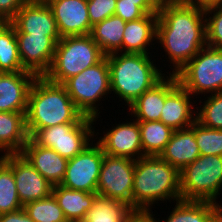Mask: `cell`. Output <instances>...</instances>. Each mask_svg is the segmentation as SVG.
<instances>
[{
    "mask_svg": "<svg viewBox=\"0 0 222 222\" xmlns=\"http://www.w3.org/2000/svg\"><path fill=\"white\" fill-rule=\"evenodd\" d=\"M156 41L175 67L167 73L175 75L206 46L205 9L185 0H162Z\"/></svg>",
    "mask_w": 222,
    "mask_h": 222,
    "instance_id": "cell-1",
    "label": "cell"
},
{
    "mask_svg": "<svg viewBox=\"0 0 222 222\" xmlns=\"http://www.w3.org/2000/svg\"><path fill=\"white\" fill-rule=\"evenodd\" d=\"M84 117L62 84L37 76L28 93L26 129L31 137L38 129L78 123Z\"/></svg>",
    "mask_w": 222,
    "mask_h": 222,
    "instance_id": "cell-2",
    "label": "cell"
},
{
    "mask_svg": "<svg viewBox=\"0 0 222 222\" xmlns=\"http://www.w3.org/2000/svg\"><path fill=\"white\" fill-rule=\"evenodd\" d=\"M166 200H181L179 171L159 156L135 160L132 208L147 213L153 204Z\"/></svg>",
    "mask_w": 222,
    "mask_h": 222,
    "instance_id": "cell-3",
    "label": "cell"
},
{
    "mask_svg": "<svg viewBox=\"0 0 222 222\" xmlns=\"http://www.w3.org/2000/svg\"><path fill=\"white\" fill-rule=\"evenodd\" d=\"M106 57L110 90L118 95L117 98L124 100L128 107L165 76L149 54L117 52Z\"/></svg>",
    "mask_w": 222,
    "mask_h": 222,
    "instance_id": "cell-4",
    "label": "cell"
},
{
    "mask_svg": "<svg viewBox=\"0 0 222 222\" xmlns=\"http://www.w3.org/2000/svg\"><path fill=\"white\" fill-rule=\"evenodd\" d=\"M105 55L90 35L66 36L57 43L54 59L45 77L63 84L86 68L99 63Z\"/></svg>",
    "mask_w": 222,
    "mask_h": 222,
    "instance_id": "cell-5",
    "label": "cell"
},
{
    "mask_svg": "<svg viewBox=\"0 0 222 222\" xmlns=\"http://www.w3.org/2000/svg\"><path fill=\"white\" fill-rule=\"evenodd\" d=\"M179 175L181 200L215 201L222 189V156L200 155Z\"/></svg>",
    "mask_w": 222,
    "mask_h": 222,
    "instance_id": "cell-6",
    "label": "cell"
},
{
    "mask_svg": "<svg viewBox=\"0 0 222 222\" xmlns=\"http://www.w3.org/2000/svg\"><path fill=\"white\" fill-rule=\"evenodd\" d=\"M62 85L83 115L92 117L96 122L100 116V108L98 107L100 105L97 103L105 95L111 94L107 57L105 56L96 65L67 79Z\"/></svg>",
    "mask_w": 222,
    "mask_h": 222,
    "instance_id": "cell-7",
    "label": "cell"
},
{
    "mask_svg": "<svg viewBox=\"0 0 222 222\" xmlns=\"http://www.w3.org/2000/svg\"><path fill=\"white\" fill-rule=\"evenodd\" d=\"M175 75L194 97L222 92V49L206 45Z\"/></svg>",
    "mask_w": 222,
    "mask_h": 222,
    "instance_id": "cell-8",
    "label": "cell"
},
{
    "mask_svg": "<svg viewBox=\"0 0 222 222\" xmlns=\"http://www.w3.org/2000/svg\"><path fill=\"white\" fill-rule=\"evenodd\" d=\"M94 119L84 116L78 123L59 124L38 129L30 138L38 145L51 148L67 160L80 154L97 136ZM94 129V130H93ZM96 133V135H95Z\"/></svg>",
    "mask_w": 222,
    "mask_h": 222,
    "instance_id": "cell-9",
    "label": "cell"
},
{
    "mask_svg": "<svg viewBox=\"0 0 222 222\" xmlns=\"http://www.w3.org/2000/svg\"><path fill=\"white\" fill-rule=\"evenodd\" d=\"M135 160L104 153L97 194L120 200L132 207Z\"/></svg>",
    "mask_w": 222,
    "mask_h": 222,
    "instance_id": "cell-10",
    "label": "cell"
},
{
    "mask_svg": "<svg viewBox=\"0 0 222 222\" xmlns=\"http://www.w3.org/2000/svg\"><path fill=\"white\" fill-rule=\"evenodd\" d=\"M91 143L80 153L68 160L64 180L60 185L63 187L97 193V185L100 169L104 159V152L97 142Z\"/></svg>",
    "mask_w": 222,
    "mask_h": 222,
    "instance_id": "cell-11",
    "label": "cell"
},
{
    "mask_svg": "<svg viewBox=\"0 0 222 222\" xmlns=\"http://www.w3.org/2000/svg\"><path fill=\"white\" fill-rule=\"evenodd\" d=\"M22 66L36 76H45L52 65L61 36L15 32Z\"/></svg>",
    "mask_w": 222,
    "mask_h": 222,
    "instance_id": "cell-12",
    "label": "cell"
},
{
    "mask_svg": "<svg viewBox=\"0 0 222 222\" xmlns=\"http://www.w3.org/2000/svg\"><path fill=\"white\" fill-rule=\"evenodd\" d=\"M0 158L13 171L18 197L23 206L52 194L53 185L21 153L1 155Z\"/></svg>",
    "mask_w": 222,
    "mask_h": 222,
    "instance_id": "cell-13",
    "label": "cell"
},
{
    "mask_svg": "<svg viewBox=\"0 0 222 222\" xmlns=\"http://www.w3.org/2000/svg\"><path fill=\"white\" fill-rule=\"evenodd\" d=\"M57 24L59 34L66 36L90 35L87 0H46Z\"/></svg>",
    "mask_w": 222,
    "mask_h": 222,
    "instance_id": "cell-14",
    "label": "cell"
},
{
    "mask_svg": "<svg viewBox=\"0 0 222 222\" xmlns=\"http://www.w3.org/2000/svg\"><path fill=\"white\" fill-rule=\"evenodd\" d=\"M10 22L15 32L60 36L53 12L46 1L28 0Z\"/></svg>",
    "mask_w": 222,
    "mask_h": 222,
    "instance_id": "cell-15",
    "label": "cell"
},
{
    "mask_svg": "<svg viewBox=\"0 0 222 222\" xmlns=\"http://www.w3.org/2000/svg\"><path fill=\"white\" fill-rule=\"evenodd\" d=\"M132 121L124 124L119 122L109 131H103L105 135L97 142L105 154L133 160L143 157L139 123L134 119Z\"/></svg>",
    "mask_w": 222,
    "mask_h": 222,
    "instance_id": "cell-16",
    "label": "cell"
},
{
    "mask_svg": "<svg viewBox=\"0 0 222 222\" xmlns=\"http://www.w3.org/2000/svg\"><path fill=\"white\" fill-rule=\"evenodd\" d=\"M36 77L27 70L0 72V112H26L28 93Z\"/></svg>",
    "mask_w": 222,
    "mask_h": 222,
    "instance_id": "cell-17",
    "label": "cell"
},
{
    "mask_svg": "<svg viewBox=\"0 0 222 222\" xmlns=\"http://www.w3.org/2000/svg\"><path fill=\"white\" fill-rule=\"evenodd\" d=\"M179 85L176 75L168 74L145 91L128 108L136 121H160L165 98Z\"/></svg>",
    "mask_w": 222,
    "mask_h": 222,
    "instance_id": "cell-18",
    "label": "cell"
},
{
    "mask_svg": "<svg viewBox=\"0 0 222 222\" xmlns=\"http://www.w3.org/2000/svg\"><path fill=\"white\" fill-rule=\"evenodd\" d=\"M21 154L53 186L64 180L68 160L53 149L40 146L29 137Z\"/></svg>",
    "mask_w": 222,
    "mask_h": 222,
    "instance_id": "cell-19",
    "label": "cell"
},
{
    "mask_svg": "<svg viewBox=\"0 0 222 222\" xmlns=\"http://www.w3.org/2000/svg\"><path fill=\"white\" fill-rule=\"evenodd\" d=\"M200 156L195 140V122L188 128L175 130L159 157L179 172Z\"/></svg>",
    "mask_w": 222,
    "mask_h": 222,
    "instance_id": "cell-20",
    "label": "cell"
},
{
    "mask_svg": "<svg viewBox=\"0 0 222 222\" xmlns=\"http://www.w3.org/2000/svg\"><path fill=\"white\" fill-rule=\"evenodd\" d=\"M158 13L145 14L142 18L126 22L122 53L151 54L150 44L156 40Z\"/></svg>",
    "mask_w": 222,
    "mask_h": 222,
    "instance_id": "cell-21",
    "label": "cell"
},
{
    "mask_svg": "<svg viewBox=\"0 0 222 222\" xmlns=\"http://www.w3.org/2000/svg\"><path fill=\"white\" fill-rule=\"evenodd\" d=\"M191 98V94L179 84L165 98L160 121L174 131L190 127L196 121Z\"/></svg>",
    "mask_w": 222,
    "mask_h": 222,
    "instance_id": "cell-22",
    "label": "cell"
},
{
    "mask_svg": "<svg viewBox=\"0 0 222 222\" xmlns=\"http://www.w3.org/2000/svg\"><path fill=\"white\" fill-rule=\"evenodd\" d=\"M26 112H0V151L6 154L21 153L29 139L26 129Z\"/></svg>",
    "mask_w": 222,
    "mask_h": 222,
    "instance_id": "cell-23",
    "label": "cell"
},
{
    "mask_svg": "<svg viewBox=\"0 0 222 222\" xmlns=\"http://www.w3.org/2000/svg\"><path fill=\"white\" fill-rule=\"evenodd\" d=\"M52 194L68 222H82L87 211L92 208L94 198L98 195L97 193L69 189L62 185L53 186Z\"/></svg>",
    "mask_w": 222,
    "mask_h": 222,
    "instance_id": "cell-24",
    "label": "cell"
},
{
    "mask_svg": "<svg viewBox=\"0 0 222 222\" xmlns=\"http://www.w3.org/2000/svg\"><path fill=\"white\" fill-rule=\"evenodd\" d=\"M125 25L126 22L120 17L112 15L92 26L90 36L105 56L117 52L122 53Z\"/></svg>",
    "mask_w": 222,
    "mask_h": 222,
    "instance_id": "cell-25",
    "label": "cell"
},
{
    "mask_svg": "<svg viewBox=\"0 0 222 222\" xmlns=\"http://www.w3.org/2000/svg\"><path fill=\"white\" fill-rule=\"evenodd\" d=\"M136 214L125 202L97 195L82 222H130Z\"/></svg>",
    "mask_w": 222,
    "mask_h": 222,
    "instance_id": "cell-26",
    "label": "cell"
},
{
    "mask_svg": "<svg viewBox=\"0 0 222 222\" xmlns=\"http://www.w3.org/2000/svg\"><path fill=\"white\" fill-rule=\"evenodd\" d=\"M172 208V212L163 222H215L213 201L179 200ZM147 214L153 222L156 220L150 211Z\"/></svg>",
    "mask_w": 222,
    "mask_h": 222,
    "instance_id": "cell-27",
    "label": "cell"
},
{
    "mask_svg": "<svg viewBox=\"0 0 222 222\" xmlns=\"http://www.w3.org/2000/svg\"><path fill=\"white\" fill-rule=\"evenodd\" d=\"M144 156H159L174 130L161 121H138Z\"/></svg>",
    "mask_w": 222,
    "mask_h": 222,
    "instance_id": "cell-28",
    "label": "cell"
},
{
    "mask_svg": "<svg viewBox=\"0 0 222 222\" xmlns=\"http://www.w3.org/2000/svg\"><path fill=\"white\" fill-rule=\"evenodd\" d=\"M26 71L21 63L11 22H0V72Z\"/></svg>",
    "mask_w": 222,
    "mask_h": 222,
    "instance_id": "cell-29",
    "label": "cell"
},
{
    "mask_svg": "<svg viewBox=\"0 0 222 222\" xmlns=\"http://www.w3.org/2000/svg\"><path fill=\"white\" fill-rule=\"evenodd\" d=\"M23 208L12 169L0 158V214Z\"/></svg>",
    "mask_w": 222,
    "mask_h": 222,
    "instance_id": "cell-30",
    "label": "cell"
},
{
    "mask_svg": "<svg viewBox=\"0 0 222 222\" xmlns=\"http://www.w3.org/2000/svg\"><path fill=\"white\" fill-rule=\"evenodd\" d=\"M23 208L35 222H68L53 194L26 203Z\"/></svg>",
    "mask_w": 222,
    "mask_h": 222,
    "instance_id": "cell-31",
    "label": "cell"
},
{
    "mask_svg": "<svg viewBox=\"0 0 222 222\" xmlns=\"http://www.w3.org/2000/svg\"><path fill=\"white\" fill-rule=\"evenodd\" d=\"M195 108L196 121L201 125L222 130V92L208 95L203 105Z\"/></svg>",
    "mask_w": 222,
    "mask_h": 222,
    "instance_id": "cell-32",
    "label": "cell"
},
{
    "mask_svg": "<svg viewBox=\"0 0 222 222\" xmlns=\"http://www.w3.org/2000/svg\"><path fill=\"white\" fill-rule=\"evenodd\" d=\"M195 140L200 155L222 156V130L211 129L195 121Z\"/></svg>",
    "mask_w": 222,
    "mask_h": 222,
    "instance_id": "cell-33",
    "label": "cell"
},
{
    "mask_svg": "<svg viewBox=\"0 0 222 222\" xmlns=\"http://www.w3.org/2000/svg\"><path fill=\"white\" fill-rule=\"evenodd\" d=\"M205 18L206 45L222 49V3L205 8Z\"/></svg>",
    "mask_w": 222,
    "mask_h": 222,
    "instance_id": "cell-34",
    "label": "cell"
},
{
    "mask_svg": "<svg viewBox=\"0 0 222 222\" xmlns=\"http://www.w3.org/2000/svg\"><path fill=\"white\" fill-rule=\"evenodd\" d=\"M117 0H87L90 23L94 24L115 14Z\"/></svg>",
    "mask_w": 222,
    "mask_h": 222,
    "instance_id": "cell-35",
    "label": "cell"
},
{
    "mask_svg": "<svg viewBox=\"0 0 222 222\" xmlns=\"http://www.w3.org/2000/svg\"><path fill=\"white\" fill-rule=\"evenodd\" d=\"M114 15L125 22H129L142 18L145 13L134 3H121V0H117Z\"/></svg>",
    "mask_w": 222,
    "mask_h": 222,
    "instance_id": "cell-36",
    "label": "cell"
},
{
    "mask_svg": "<svg viewBox=\"0 0 222 222\" xmlns=\"http://www.w3.org/2000/svg\"><path fill=\"white\" fill-rule=\"evenodd\" d=\"M28 0H0V22H10Z\"/></svg>",
    "mask_w": 222,
    "mask_h": 222,
    "instance_id": "cell-37",
    "label": "cell"
},
{
    "mask_svg": "<svg viewBox=\"0 0 222 222\" xmlns=\"http://www.w3.org/2000/svg\"><path fill=\"white\" fill-rule=\"evenodd\" d=\"M162 0H121V3H134L145 14L158 13Z\"/></svg>",
    "mask_w": 222,
    "mask_h": 222,
    "instance_id": "cell-38",
    "label": "cell"
},
{
    "mask_svg": "<svg viewBox=\"0 0 222 222\" xmlns=\"http://www.w3.org/2000/svg\"><path fill=\"white\" fill-rule=\"evenodd\" d=\"M0 222H35V221L29 217L24 208H21L13 212L0 214Z\"/></svg>",
    "mask_w": 222,
    "mask_h": 222,
    "instance_id": "cell-39",
    "label": "cell"
},
{
    "mask_svg": "<svg viewBox=\"0 0 222 222\" xmlns=\"http://www.w3.org/2000/svg\"><path fill=\"white\" fill-rule=\"evenodd\" d=\"M185 1L189 4L196 5L204 9L222 3V0H185Z\"/></svg>",
    "mask_w": 222,
    "mask_h": 222,
    "instance_id": "cell-40",
    "label": "cell"
},
{
    "mask_svg": "<svg viewBox=\"0 0 222 222\" xmlns=\"http://www.w3.org/2000/svg\"><path fill=\"white\" fill-rule=\"evenodd\" d=\"M130 222H153V220L147 213H137Z\"/></svg>",
    "mask_w": 222,
    "mask_h": 222,
    "instance_id": "cell-41",
    "label": "cell"
},
{
    "mask_svg": "<svg viewBox=\"0 0 222 222\" xmlns=\"http://www.w3.org/2000/svg\"><path fill=\"white\" fill-rule=\"evenodd\" d=\"M213 207L215 212V222H222V205L218 201H213Z\"/></svg>",
    "mask_w": 222,
    "mask_h": 222,
    "instance_id": "cell-42",
    "label": "cell"
}]
</instances>
